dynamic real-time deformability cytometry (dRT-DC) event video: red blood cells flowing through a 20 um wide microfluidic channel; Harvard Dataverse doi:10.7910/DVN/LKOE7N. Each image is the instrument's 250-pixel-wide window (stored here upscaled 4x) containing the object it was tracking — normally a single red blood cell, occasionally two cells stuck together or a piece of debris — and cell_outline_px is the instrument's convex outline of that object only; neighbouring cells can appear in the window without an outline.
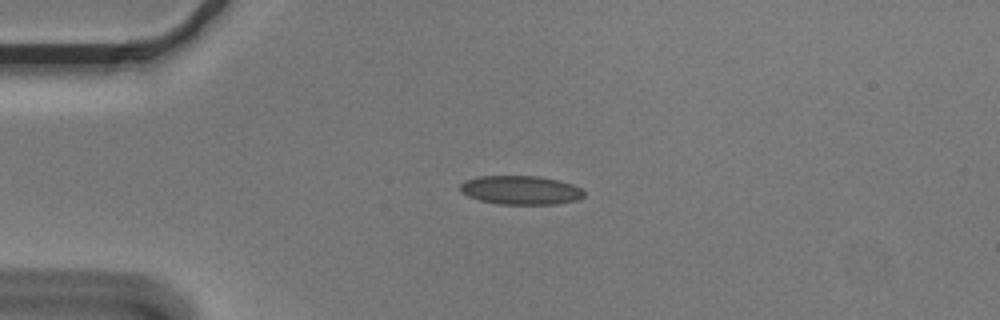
{"species": "Egyptian fruit bat (a non-hibernating species)", "species_latin": "Rousettus aegyptiacus", "temperature_condition": "cold", "stored_images_in_passage": 43, "camera_frame_rate_fps": 3000, "um_per_image_px": 0.085, "animal": {"sex": "male"}, "frame": {"image": 1, "passage_image": 1, "time_ms": 0.0, "image_size_px": [1000, 320], "cell_outline_px": [[584, 196], [576, 200], [556, 204], [496, 204], [480, 200], [468, 196], [460, 192], [460, 184], [464, 180], [480, 176], [536, 176], [556, 180], [572, 184], [580, 188], [584, 192]], "centroid_in_image_um": [44.22, 16.16], "position_along_channel_um": 40.8, "area_um2": 20.75}}
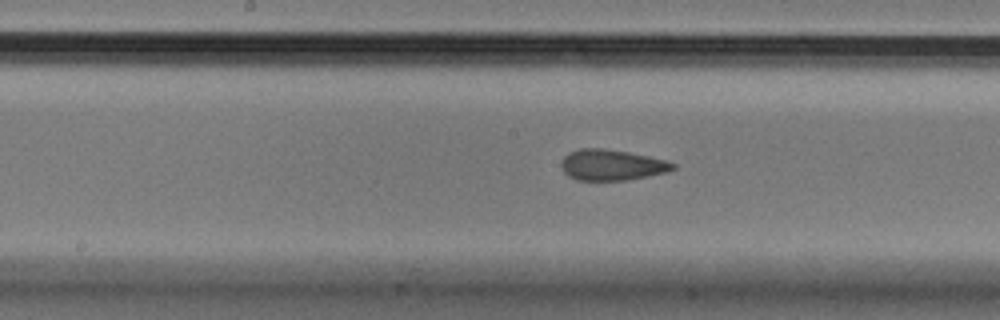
{"frame": {"image": 2, "passage_image": 16, "time_ms": 5.0, "image_size_px": [1000, 320], "cell_outline_px": [[676, 168], [668, 172], [628, 180], [576, 180], [568, 176], [560, 168], [560, 164], [564, 156], [568, 152], [580, 148], [604, 148], [628, 152], [668, 160], [676, 164]], "centroid_in_image_um": [51.99, 14.02], "position_along_channel_um": 196.2, "area_um2": 20.35}}
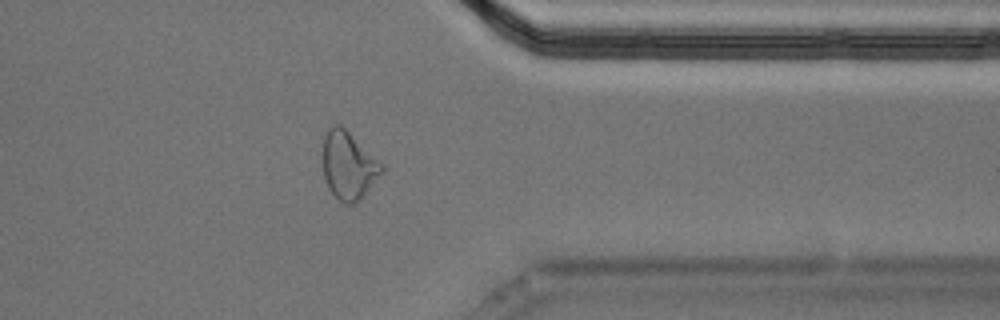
{"frame": {"image": 3, "passage_image": 32, "time_ms": 10.333, "image_size_px": [1000, 320], "cell_outline_px": [[384, 172], [360, 200], [356, 204], [344, 204], [328, 188], [324, 176], [324, 136], [328, 128], [332, 124], [340, 124], [380, 160], [384, 164]], "centroid_in_image_um": [29.66, 14.07], "position_along_channel_um": 381.7, "area_um2": 23.35}, "authors_computed_cell_mechanics": {"area_um2": 20.808, "velocity_mm_per_s": 3.6367, "shape_relaxation_time_tau1_ms": null, "shape_relaxation_time_tau2_ms": 1.646, "deformation_change_tau1": null, "deformation_change_tau2": 0.0786}}